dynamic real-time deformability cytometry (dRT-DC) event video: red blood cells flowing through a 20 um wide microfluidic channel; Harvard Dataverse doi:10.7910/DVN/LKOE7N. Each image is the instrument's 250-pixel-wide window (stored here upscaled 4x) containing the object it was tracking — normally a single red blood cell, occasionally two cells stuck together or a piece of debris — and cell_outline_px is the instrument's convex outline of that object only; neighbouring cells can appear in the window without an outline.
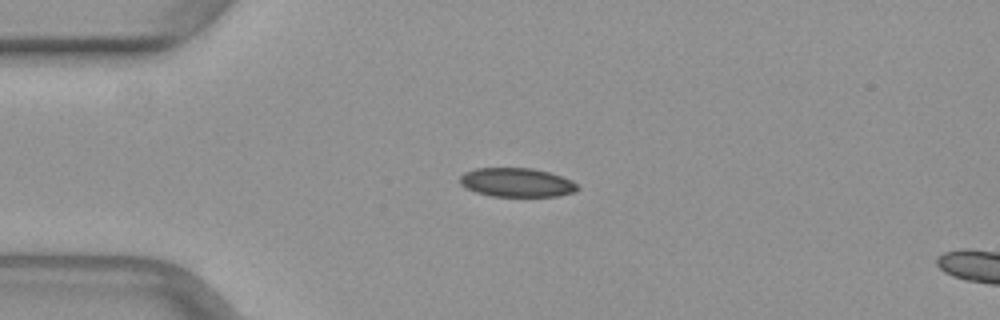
{"species": "common noctule bat (a hibernating species)", "species_latin": "Nyctalus noctula", "temperature_condition": "warm", "stored_images_in_passage": 38, "camera_frame_rate_fps": 3000, "um_per_image_px": 0.085, "animal": {"sex": "female", "body_mass_g": 29.2, "forearm_length_mm": 56.3}, "frame": {"image": 1, "passage_image": 1, "time_ms": 0.0, "image_size_px": [1000, 320], "cell_outline_px": [[580, 188], [576, 192], [560, 196], [492, 196], [476, 192], [460, 184], [460, 176], [464, 172], [476, 168], [532, 168], [548, 172], [572, 180]], "centroid_in_image_um": [43.94, 15.51], "position_along_channel_um": 41.1, "area_um2": 19.83}}
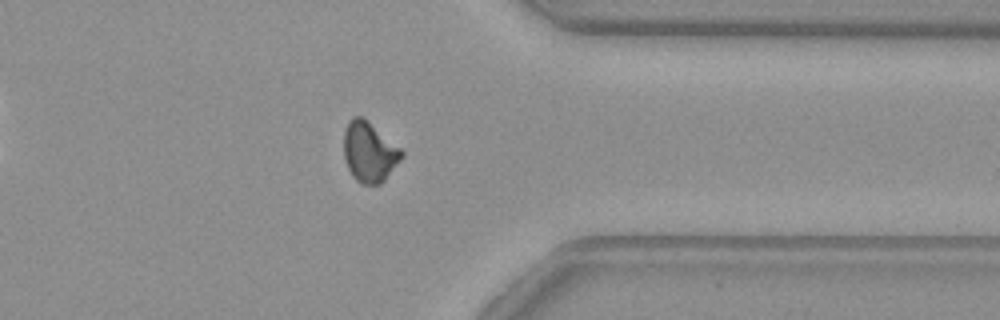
{"frame": {"image": 2, "passage_image": 28, "time_ms": 9.0, "image_size_px": [1000, 320], "cell_outline_px": [[404, 156], [384, 180], [380, 184], [360, 184], [352, 176], [348, 168], [344, 156], [344, 128], [348, 120], [352, 116], [364, 116], [400, 148], [404, 152]], "centroid_in_image_um": [31.38, 12.89], "position_along_channel_um": 380.0, "area_um2": 20.46}}
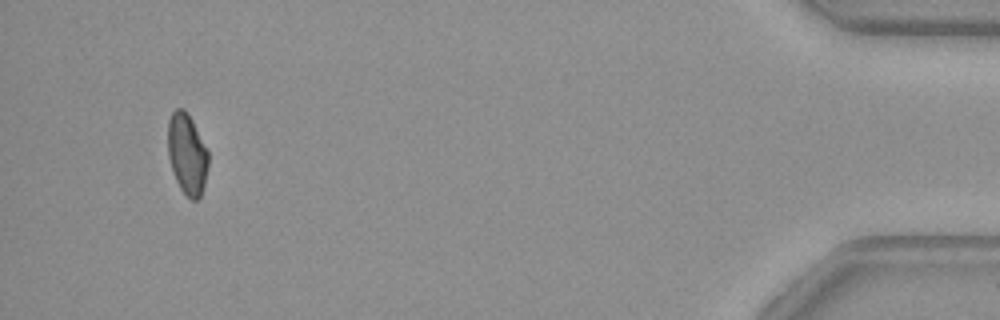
{"frame": {"image": 3, "passage_image": 36, "time_ms": 11.667, "image_size_px": [1000, 320], "cell_outline_px": [[208, 168], [204, 184], [200, 196], [196, 200], [192, 200], [180, 188], [172, 172], [168, 156], [168, 120], [172, 112], [176, 108], [184, 108], [192, 120], [208, 152]], "centroid_in_image_um": [15.89, 13.07], "position_along_channel_um": 419.3, "area_um2": 18.96}}